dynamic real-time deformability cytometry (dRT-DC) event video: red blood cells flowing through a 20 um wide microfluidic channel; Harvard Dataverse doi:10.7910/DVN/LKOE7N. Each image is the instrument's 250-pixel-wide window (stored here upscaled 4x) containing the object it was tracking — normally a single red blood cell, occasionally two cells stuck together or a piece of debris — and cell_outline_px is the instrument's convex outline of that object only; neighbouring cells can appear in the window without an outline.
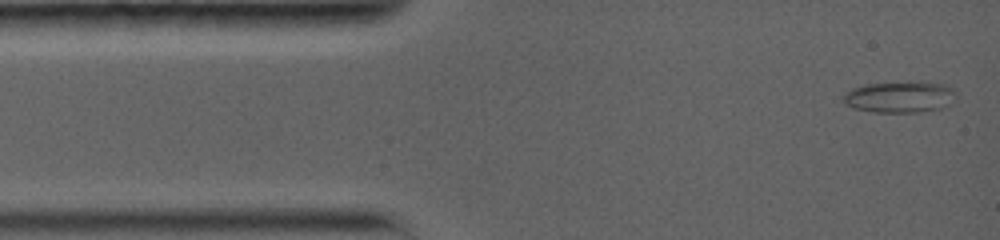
{"species": "common noctule bat (a hibernating species)", "species_latin": "Nyctalus noctula", "temperature_condition": "warm", "stored_images_in_passage": 42, "camera_frame_rate_fps": 5000, "um_per_image_px": 0.085, "animal": {"sex": "female", "body_mass_g": 19.0, "forearm_length_mm": 56.7}, "frame": {"image": 1, "passage_image": 1, "time_ms": 0.0, "image_size_px": [1000, 240], "cell_outline_px": [[956, 100], [940, 108], [916, 112], [872, 112], [852, 108], [844, 104], [844, 96], [852, 88], [864, 84], [920, 80], [948, 84], [952, 88]], "centroid_in_image_um": [76.5, 8.21], "position_along_channel_um": 8.5, "area_um2": 20.98}}
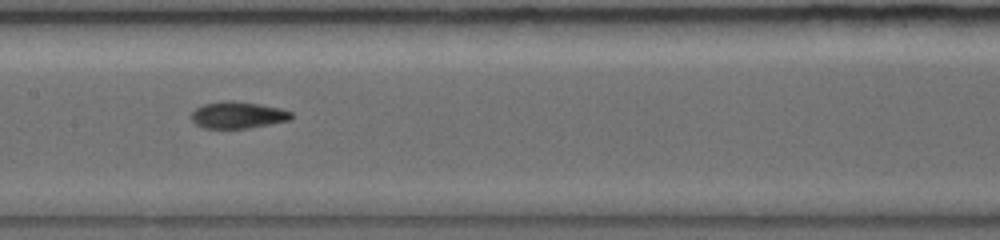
{"frame": {"image": 2, "passage_image": 14, "time_ms": 6.4, "image_size_px": [1000, 240], "cell_outline_px": [[292, 120], [248, 128], [204, 128], [196, 124], [192, 120], [192, 112], [196, 108], [204, 104], [224, 100], [232, 100], [260, 104], [280, 108], [292, 112]], "centroid_in_image_um": [20.24, 9.77], "position_along_channel_um": 187.2, "area_um2": 15.61}}
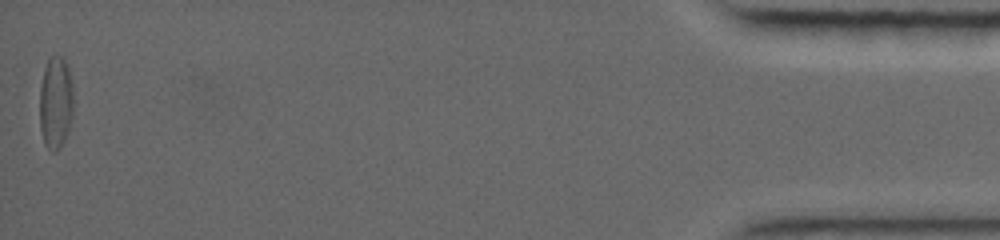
{"frame": {"image": 3, "passage_image": 42, "time_ms": 16.2, "image_size_px": [1000, 240], "cell_outline_px": [[72, 116], [68, 132], [60, 148], [56, 152], [52, 152], [44, 144], [40, 128], [40, 88], [44, 68], [48, 60], [52, 56], [64, 56], [68, 64], [72, 80]], "centroid_in_image_um": [4.74, 8.71], "position_along_channel_um": 430.5, "area_um2": 18.44}, "authors_computed_cell_mechanics": {"area_um2": 15.9528, "velocity_mm_per_s": 3.846, "shape_relaxation_time_tau1_ms": 6.9483, "shape_relaxation_time_tau2_ms": 5.2552, "deformation_change_tau1": 0.146, "deformation_change_tau2": 0.1187}}